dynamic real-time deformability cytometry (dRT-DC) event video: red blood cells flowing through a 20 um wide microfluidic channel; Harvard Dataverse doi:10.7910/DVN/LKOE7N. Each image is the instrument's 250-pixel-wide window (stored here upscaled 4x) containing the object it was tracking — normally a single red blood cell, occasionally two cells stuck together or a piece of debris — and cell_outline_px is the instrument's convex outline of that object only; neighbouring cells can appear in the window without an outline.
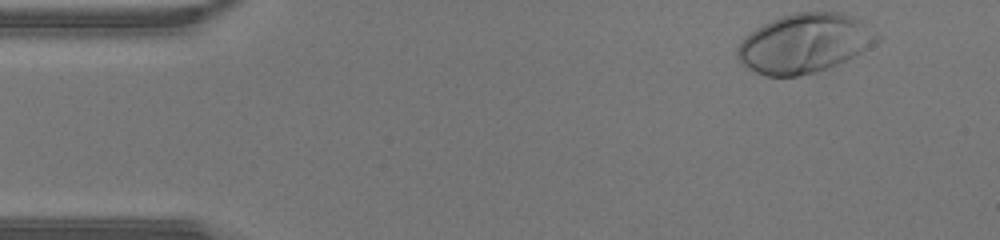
{"species": "human", "species_latin": "Homo sapiens", "temperature_condition": "warm", "stored_images_in_passage": 36, "camera_frame_rate_fps": 3000, "um_per_image_px": 0.085, "donor": {"sex": "male"}, "frame": {"image": 1, "passage_image": 1, "time_ms": 0.0, "image_size_px": [1000, 240], "cell_outline_px": [[880, 40], [852, 56], [828, 68], [816, 72], [796, 76], [764, 76], [748, 68], [736, 56], [736, 48], [740, 40], [756, 28], [780, 16], [796, 12], [840, 12], [864, 20], [880, 36]], "centroid_in_image_um": [68.37, 3.66], "position_along_channel_um": 16.6, "area_um2": 48.03}}
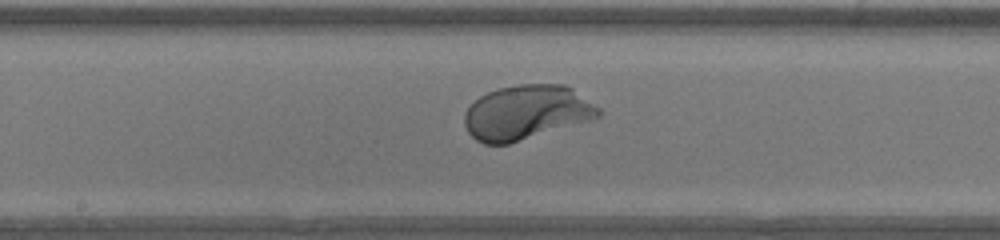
{"frame": {"image": 2, "passage_image": 20, "time_ms": 6.333, "image_size_px": [1000, 240], "cell_outline_px": [[604, 112], [600, 116], [592, 120], [508, 144], [484, 144], [476, 140], [468, 132], [464, 124], [464, 112], [480, 96], [496, 88], [520, 84], [564, 84], [572, 88], [600, 108]], "centroid_in_image_um": [44.76, 9.56], "position_along_channel_um": 203.4, "area_um2": 42.71}}
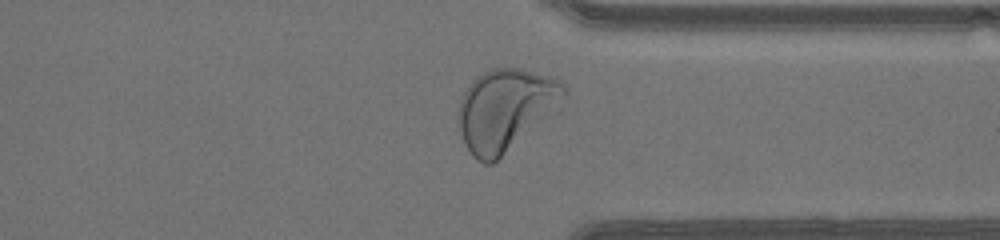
{"frame": {"image": 3, "passage_image": 31, "time_ms": 10.0, "image_size_px": [1000, 240], "cell_outline_px": [[568, 92], [492, 164], [484, 164], [476, 160], [472, 156], [464, 144], [456, 124], [456, 120], [460, 100], [468, 84], [476, 76], [492, 68], [520, 68], [552, 76], [560, 80], [564, 84]], "centroid_in_image_um": [42.83, 9.27], "position_along_channel_um": 368.6, "area_um2": 48.84}}